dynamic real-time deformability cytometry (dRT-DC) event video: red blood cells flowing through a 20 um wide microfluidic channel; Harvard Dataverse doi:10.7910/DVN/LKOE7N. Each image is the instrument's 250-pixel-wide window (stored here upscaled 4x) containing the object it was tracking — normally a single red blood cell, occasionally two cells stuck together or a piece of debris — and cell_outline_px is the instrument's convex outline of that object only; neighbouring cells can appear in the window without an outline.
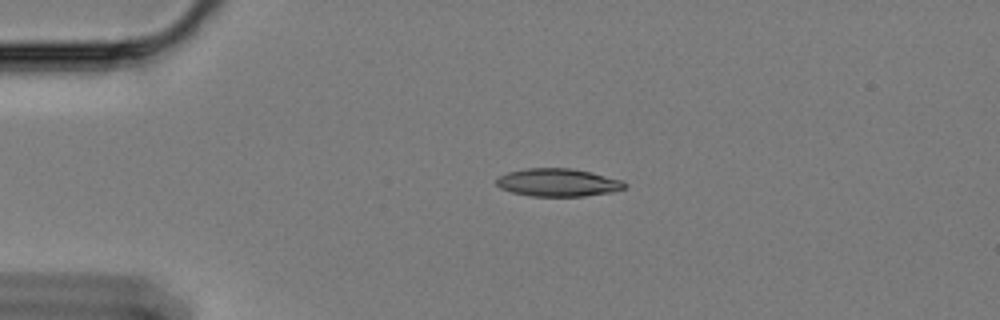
{"species": "Egyptian fruit bat (a non-hibernating species)", "species_latin": "Rousettus aegyptiacus", "temperature_condition": "cold", "stored_images_in_passage": 47, "camera_frame_rate_fps": 3000, "um_per_image_px": 0.085, "animal": {"sex": "female"}, "frame": {"image": 1, "passage_image": 1, "time_ms": 0.0, "image_size_px": [1000, 320], "cell_outline_px": [[628, 188], [612, 192], [584, 196], [532, 196], [512, 192], [500, 188], [496, 184], [496, 176], [508, 172], [524, 168], [572, 168], [592, 172], [620, 180], [628, 184]], "centroid_in_image_um": [47.42, 15.51], "position_along_channel_um": 37.6, "area_um2": 21.04}}
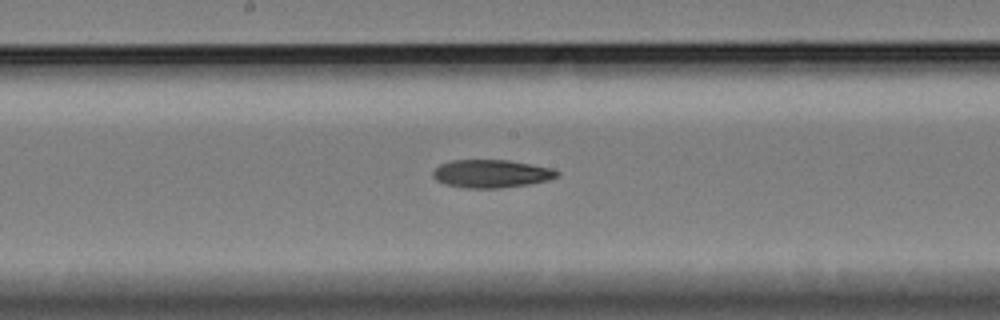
{"frame": {"image": 2, "passage_image": 19, "time_ms": 6.0, "image_size_px": [1000, 320], "cell_outline_px": [[560, 172], [556, 176], [548, 180], [528, 184], [500, 188], [464, 188], [444, 184], [436, 180], [432, 176], [432, 172], [440, 164], [452, 160], [508, 160], [552, 168]], "centroid_in_image_um": [41.72, 14.76], "position_along_channel_um": 206.5, "area_um2": 20.23}}
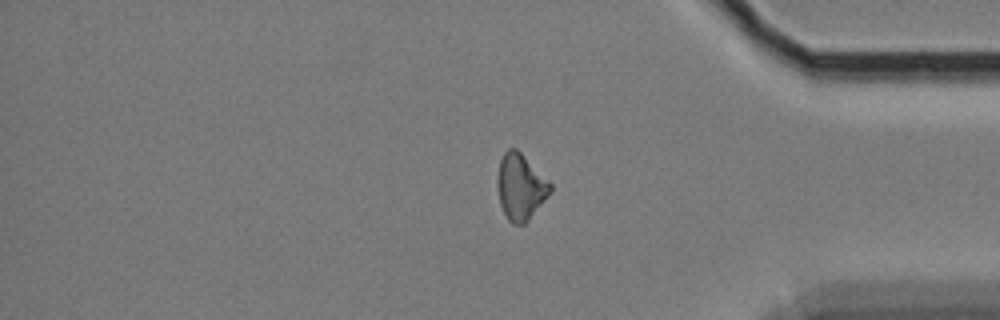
{"frame": {"image": 3, "passage_image": 37, "time_ms": 12.0, "image_size_px": [1000, 320], "cell_outline_px": [[552, 192], [528, 220], [524, 224], [512, 224], [508, 220], [500, 204], [496, 184], [496, 180], [500, 160], [504, 152], [508, 148], [516, 148], [552, 184]], "centroid_in_image_um": [44.23, 15.89], "position_along_channel_um": 391.0, "area_um2": 20.35}}